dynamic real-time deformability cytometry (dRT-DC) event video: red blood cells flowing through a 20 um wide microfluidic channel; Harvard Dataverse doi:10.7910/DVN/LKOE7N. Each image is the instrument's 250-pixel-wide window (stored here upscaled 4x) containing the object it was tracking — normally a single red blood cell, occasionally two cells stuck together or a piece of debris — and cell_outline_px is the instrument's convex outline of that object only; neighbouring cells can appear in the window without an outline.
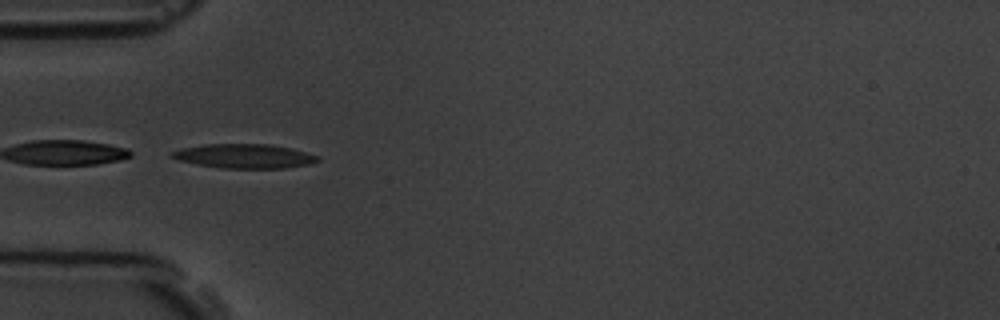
{"species": "common noctule bat (a hibernating species)", "species_latin": "Nyctalus noctula", "temperature_condition": "room temperature", "stored_images_in_passage": 3, "camera_frame_rate_fps": 3000, "um_per_image_px": 0.085, "animal": {"sex": "male", "body_mass_g": 19.5, "forearm_length_mm": 54.6}, "frame": {"image": 1, "passage_image": 2, "time_ms": 1.0, "image_size_px": [1000, 320], "cell_outline_px": [[320, 160], [308, 164], [284, 168], [220, 168], [180, 160], [172, 156], [168, 152], [180, 148], [204, 144], [268, 144], [288, 148], [320, 156]], "centroid_in_image_um": [20.75, 13.26], "position_along_channel_um": 64.3, "area_um2": 20.35}}